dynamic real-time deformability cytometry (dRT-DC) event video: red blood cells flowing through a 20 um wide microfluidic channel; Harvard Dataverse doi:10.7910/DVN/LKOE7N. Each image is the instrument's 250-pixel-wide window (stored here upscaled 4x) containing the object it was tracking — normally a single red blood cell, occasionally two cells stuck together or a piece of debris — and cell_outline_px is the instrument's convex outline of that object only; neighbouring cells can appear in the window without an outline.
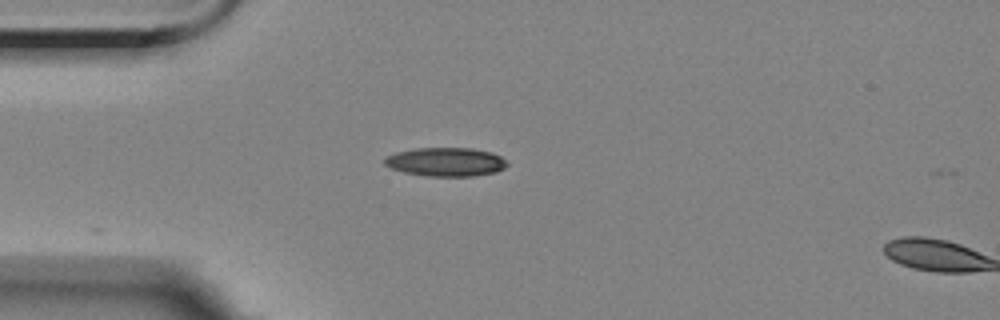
{"species": "Egyptian fruit bat (a non-hibernating species)", "species_latin": "Rousettus aegyptiacus", "temperature_condition": "room temperature", "stored_images_in_passage": 6, "camera_frame_rate_fps": 3000, "um_per_image_px": 0.085, "animal": {"sex": "female"}, "frame": {"image": 1, "passage_image": 5, "time_ms": 5.667, "image_size_px": [1000, 320], "cell_outline_px": [[508, 164], [504, 168], [496, 172], [472, 176], [428, 176], [404, 172], [392, 168], [384, 164], [384, 156], [396, 152], [412, 148], [472, 148], [492, 152], [500, 156]], "centroid_in_image_um": [37.87, 13.75], "position_along_channel_um": 47.1, "area_um2": 20.58}}